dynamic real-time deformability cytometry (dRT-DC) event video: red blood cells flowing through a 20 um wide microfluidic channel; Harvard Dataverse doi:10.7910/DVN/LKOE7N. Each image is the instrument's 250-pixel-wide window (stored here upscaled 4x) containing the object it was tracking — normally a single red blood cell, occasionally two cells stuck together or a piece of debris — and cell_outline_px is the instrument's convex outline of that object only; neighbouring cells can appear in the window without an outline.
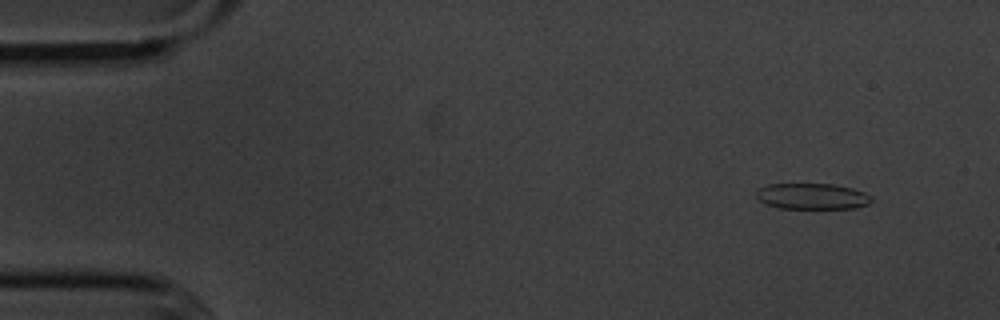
{"species": "common noctule bat (a hibernating species)", "species_latin": "Nyctalus noctula", "temperature_condition": "cold", "stored_images_in_passage": 6, "segment_of_instrument_passage": [1, 2], "camera_frame_rate_fps": 3000, "um_per_image_px": 0.085, "animal": {"sex": "male", "body_mass_g": 20.1, "forearm_length_mm": 53.5}, "frame": {"image": 1, "passage_image": 2, "time_ms": 1.0, "image_size_px": [1000, 320], "cell_outline_px": [[872, 200], [868, 204], [856, 208], [776, 208], [764, 204], [756, 196], [756, 188], [768, 184], [836, 184], [852, 188], [864, 192], [872, 196]], "centroid_in_image_um": [69.01, 16.68], "position_along_channel_um": 16.0, "area_um2": 17.63}}
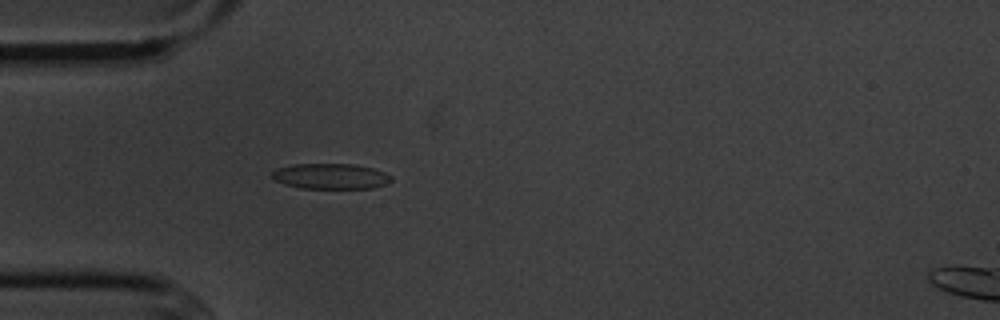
{"frame": {"image": 2, "passage_image": 5, "time_ms": 4.667, "image_size_px": [1000, 320], "cell_outline_px": [[392, 180], [384, 184], [372, 188], [300, 188], [284, 184], [272, 180], [272, 172], [276, 168], [292, 164], [356, 164], [372, 168], [384, 172], [392, 176]], "centroid_in_image_um": [28.06, 14.97], "position_along_channel_um": 56.9, "area_um2": 17.8}}